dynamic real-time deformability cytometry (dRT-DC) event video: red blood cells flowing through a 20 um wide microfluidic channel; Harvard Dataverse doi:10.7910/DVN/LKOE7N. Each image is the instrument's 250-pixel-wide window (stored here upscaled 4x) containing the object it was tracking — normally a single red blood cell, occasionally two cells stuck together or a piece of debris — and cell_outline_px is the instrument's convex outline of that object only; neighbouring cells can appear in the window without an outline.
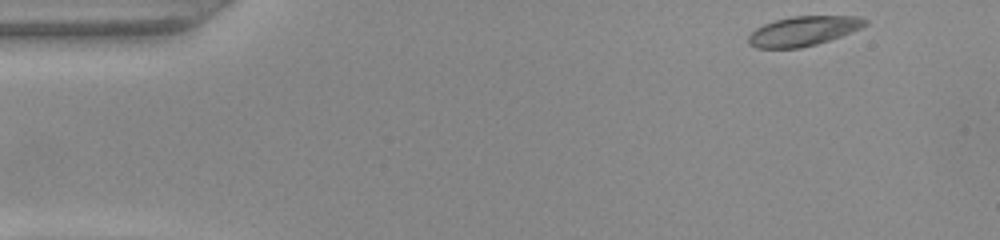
{"species": "common noctule bat (a hibernating species)", "species_latin": "Nyctalus noctula", "temperature_condition": "warm", "stored_images_in_passage": 6, "camera_frame_rate_fps": 3000, "um_per_image_px": 0.085, "animal": {"sex": "female", "body_mass_g": 22.0, "forearm_length_mm": 56.7}, "frame": {"image": 1, "passage_image": 1, "time_ms": 0.0, "image_size_px": [1000, 240], "cell_outline_px": [[868, 24], [860, 28], [840, 36], [816, 44], [800, 48], [756, 48], [748, 44], [748, 36], [756, 28], [764, 24], [776, 20], [792, 16], [860, 16], [868, 20]], "centroid_in_image_um": [68.28, 2.63], "position_along_channel_um": 16.7, "area_um2": 20.06}}